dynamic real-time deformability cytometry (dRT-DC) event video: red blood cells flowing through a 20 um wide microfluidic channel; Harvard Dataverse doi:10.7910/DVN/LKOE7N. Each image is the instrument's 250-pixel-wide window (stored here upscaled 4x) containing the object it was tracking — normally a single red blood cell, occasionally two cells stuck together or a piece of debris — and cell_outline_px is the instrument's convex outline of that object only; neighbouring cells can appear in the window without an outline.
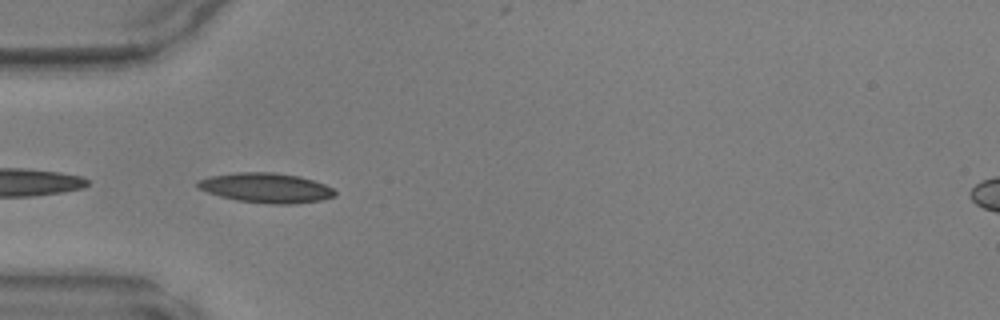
{"species": "common noctule bat (a hibernating species)", "species_latin": "Nyctalus noctula", "temperature_condition": "warm", "stored_images_in_passage": 17, "camera_frame_rate_fps": 3000, "um_per_image_px": 0.085, "animal": {"sex": "male", "body_mass_g": 17.9, "forearm_length_mm": 54.2}, "frame": {"image": 1, "passage_image": 14, "time_ms": 4.333, "image_size_px": [1000, 320], "cell_outline_px": [[336, 196], [320, 200], [292, 204], [272, 204], [236, 200], [220, 196], [208, 192], [200, 188], [196, 184], [200, 180], [212, 176], [236, 172], [276, 172], [300, 176], [324, 184], [332, 188], [336, 192]], "centroid_in_image_um": [22.65, 15.96], "position_along_channel_um": 62.3, "area_um2": 23.64}}